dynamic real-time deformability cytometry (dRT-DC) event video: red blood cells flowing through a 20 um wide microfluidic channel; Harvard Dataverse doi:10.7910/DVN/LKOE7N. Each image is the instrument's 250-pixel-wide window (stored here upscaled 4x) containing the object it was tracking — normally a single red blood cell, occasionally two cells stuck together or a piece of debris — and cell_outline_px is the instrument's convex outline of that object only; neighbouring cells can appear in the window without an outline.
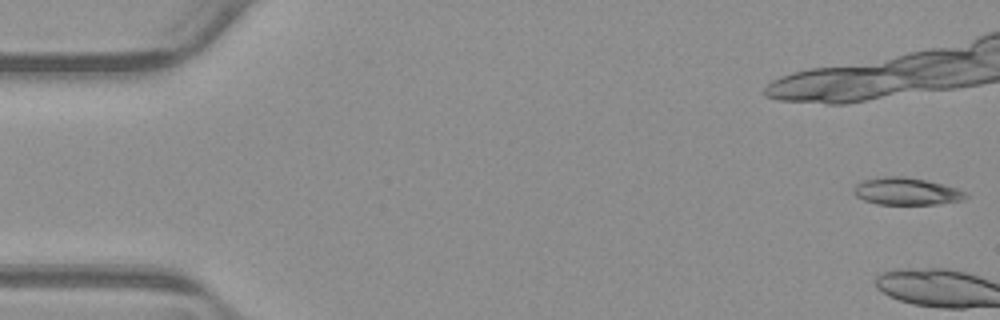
{"species": "common noctule bat (a hibernating species)", "species_latin": "Nyctalus noctula", "temperature_condition": "warm", "stored_images_in_passage": 3, "camera_frame_rate_fps": 3000, "um_per_image_px": 0.085, "animal": {"sex": "male", "body_mass_g": 23.1, "forearm_length_mm": 52.7}, "frame": {"image": 1, "passage_image": 1, "time_ms": 0.0, "image_size_px": [1000, 320], "cell_outline_px": [[968, 196], [964, 200], [940, 204], [876, 204], [864, 200], [856, 196], [852, 192], [856, 184], [864, 180], [884, 176], [904, 176], [924, 180], [956, 188], [968, 192]], "centroid_in_image_um": [77.05, 16.27], "position_along_channel_um": 7.9, "area_um2": 17.8}}